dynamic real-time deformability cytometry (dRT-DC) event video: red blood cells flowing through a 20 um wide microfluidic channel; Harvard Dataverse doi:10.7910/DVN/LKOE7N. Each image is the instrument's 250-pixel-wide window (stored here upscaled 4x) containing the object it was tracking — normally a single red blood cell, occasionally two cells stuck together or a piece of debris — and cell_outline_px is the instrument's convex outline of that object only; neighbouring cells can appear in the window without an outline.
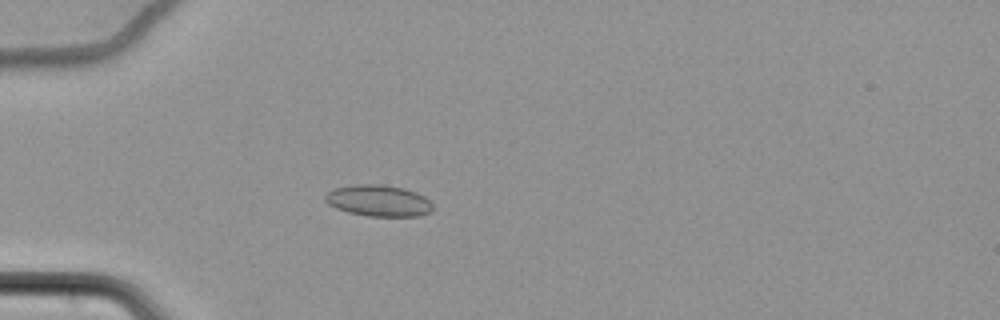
{"species": "common noctule bat (a hibernating species)", "species_latin": "Nyctalus noctula", "temperature_condition": "cold", "stored_images_in_passage": 64, "camera_frame_rate_fps": 3000, "um_per_image_px": 0.085, "animal": {"sex": "female", "body_mass_g": 22.7, "forearm_length_mm": 54.2}, "frame": {"image": 1, "passage_image": 22, "time_ms": 7.0, "image_size_px": [1000, 320], "cell_outline_px": [[432, 212], [420, 216], [368, 216], [348, 212], [336, 208], [328, 204], [324, 200], [324, 196], [328, 192], [336, 188], [356, 184], [380, 184], [404, 188], [416, 192], [424, 196], [432, 204]], "centroid_in_image_um": [32.18, 17.06], "position_along_channel_um": 52.8, "area_um2": 19.71}}
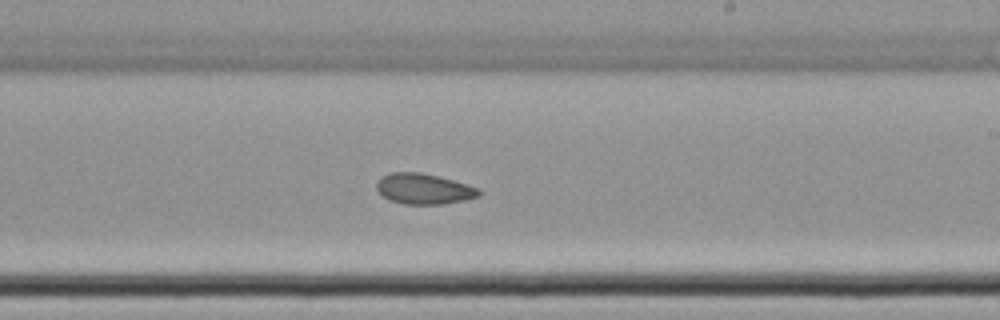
{"frame": {"image": 2, "passage_image": 41, "time_ms": 13.333, "image_size_px": [1000, 320], "cell_outline_px": [[480, 196], [464, 200], [444, 204], [404, 204], [388, 200], [376, 188], [376, 180], [380, 176], [388, 172], [420, 172], [452, 180], [476, 188], [480, 192]], "centroid_in_image_um": [35.95, 16.05], "position_along_channel_um": 253.1, "area_um2": 18.15}}
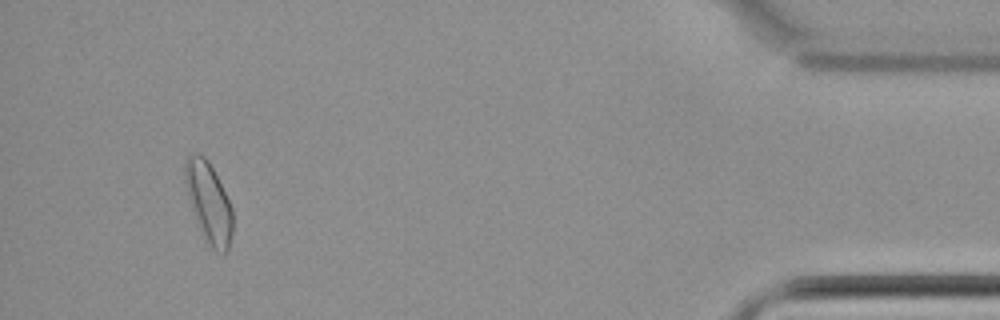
{"frame": {"image": 3, "passage_image": 61, "time_ms": 20.0, "image_size_px": [1000, 320], "cell_outline_px": [[232, 232], [228, 252], [216, 252], [204, 240], [196, 220], [188, 196], [184, 180], [184, 160], [188, 152], [200, 152], [208, 160], [232, 208]], "centroid_in_image_um": [17.71, 17.17], "position_along_channel_um": 417.5, "area_um2": 22.31}, "authors_computed_cell_mechanics": {"area_um2": 19.1607, "velocity_mm_per_s": 3.459, "shape_relaxation_time_tau1_ms": 2.992, "shape_relaxation_time_tau2_ms": null, "deformation_change_tau1": 0.0373, "deformation_change_tau2": null}}